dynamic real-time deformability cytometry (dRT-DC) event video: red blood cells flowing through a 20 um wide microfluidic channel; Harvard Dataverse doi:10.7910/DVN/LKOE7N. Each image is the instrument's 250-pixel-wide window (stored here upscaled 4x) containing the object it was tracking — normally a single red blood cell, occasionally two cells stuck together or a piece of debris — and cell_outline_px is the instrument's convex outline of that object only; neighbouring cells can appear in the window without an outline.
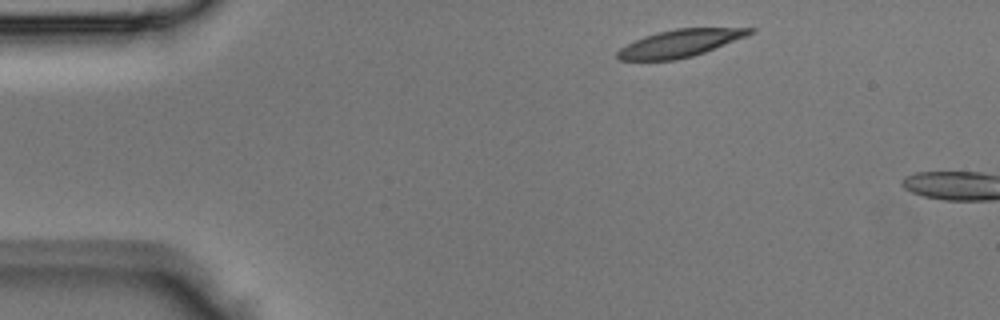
{"species": "Egyptian fruit bat (a non-hibernating species)", "species_latin": "Rousettus aegyptiacus", "temperature_condition": "room temperature", "stored_images_in_passage": 2, "camera_frame_rate_fps": 3000, "um_per_image_px": 0.085, "animal": {"sex": "male"}, "frame": {"image": 1, "passage_image": 1, "time_ms": 0.0, "image_size_px": [1000, 320], "cell_outline_px": [[756, 32], [704, 52], [692, 56], [672, 60], [616, 60], [616, 52], [620, 48], [644, 36], [676, 28], [756, 28]], "centroid_in_image_um": [57.78, 3.68], "position_along_channel_um": 27.2, "area_um2": 20.81}}